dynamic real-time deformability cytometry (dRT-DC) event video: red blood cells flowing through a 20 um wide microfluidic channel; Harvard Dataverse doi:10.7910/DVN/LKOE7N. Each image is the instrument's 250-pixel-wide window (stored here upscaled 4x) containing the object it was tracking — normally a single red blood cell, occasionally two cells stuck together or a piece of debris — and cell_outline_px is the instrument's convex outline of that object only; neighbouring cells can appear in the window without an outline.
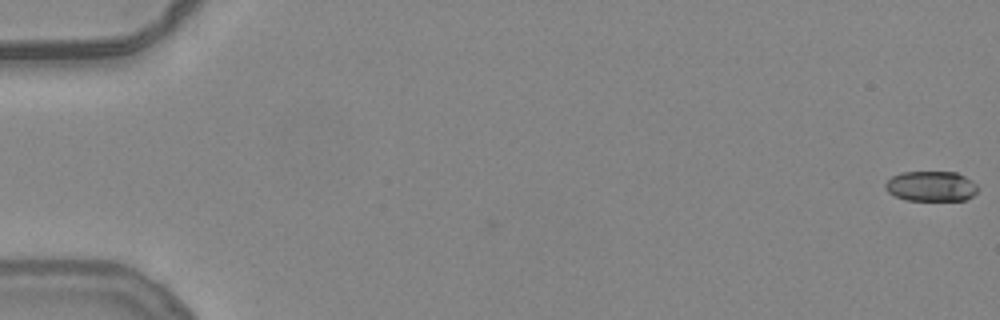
{"species": "common noctule bat (a hibernating species)", "species_latin": "Nyctalus noctula", "temperature_condition": "warm", "stored_images_in_passage": 55, "camera_frame_rate_fps": 3000, "um_per_image_px": 0.085, "animal": {"sex": "female", "body_mass_g": 24.6, "forearm_length_mm": 56.2}, "frame": {"image": 1, "passage_image": 1, "time_ms": 0.0, "image_size_px": [1000, 320], "cell_outline_px": [[976, 192], [972, 196], [964, 200], [904, 200], [888, 192], [884, 188], [884, 184], [892, 176], [900, 172], [956, 172], [972, 180], [976, 184]], "centroid_in_image_um": [79.11, 15.82], "position_along_channel_um": 5.9, "area_um2": 16.24}}
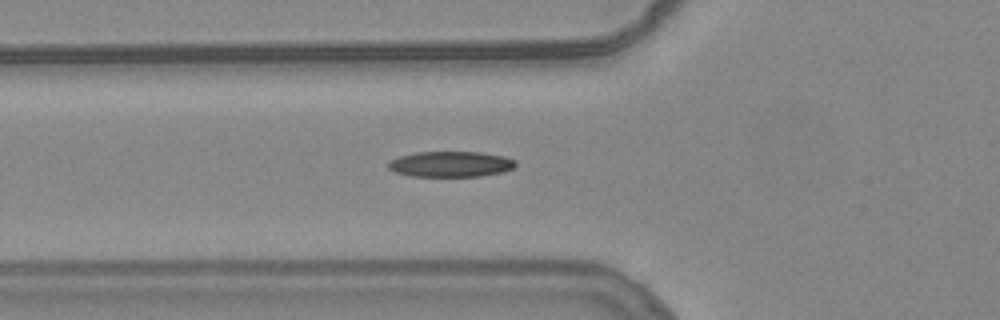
{"frame": {"image": 2, "passage_image": 21, "time_ms": 6.667, "image_size_px": [1000, 320], "cell_outline_px": [[516, 164], [512, 168], [500, 172], [480, 176], [412, 176], [396, 172], [388, 168], [388, 160], [400, 156], [416, 152], [480, 152], [504, 156], [516, 160]], "centroid_in_image_um": [38.28, 13.94], "position_along_channel_um": 87.5, "area_um2": 18.9}}
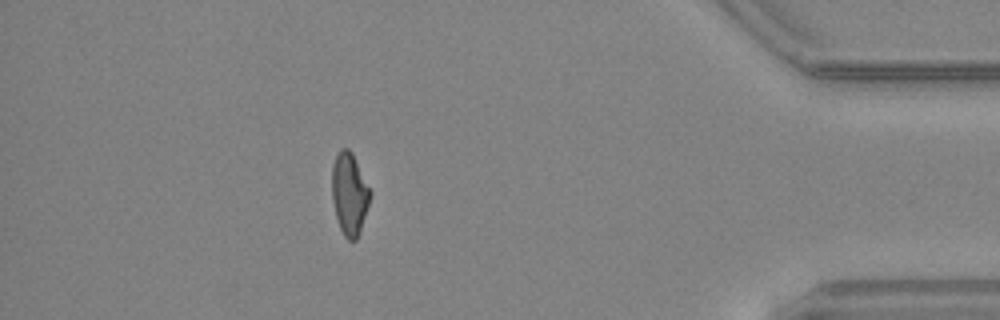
{"frame": {"image": 3, "passage_image": 49, "time_ms": 16.0, "image_size_px": [1000, 320], "cell_outline_px": [[372, 192], [360, 232], [356, 240], [348, 240], [344, 236], [340, 228], [336, 216], [332, 200], [332, 164], [340, 148], [348, 148], [352, 152]], "centroid_in_image_um": [29.7, 16.46], "position_along_channel_um": 405.5, "area_um2": 18.32}, "authors_computed_cell_mechanics": {"area_um2": 18.3226, "velocity_mm_per_s": 3.8845, "shape_relaxation_time_tau1_ms": 8.4945, "shape_relaxation_time_tau2_ms": 3.1993, "deformation_change_tau1": 0.2416, "deformation_change_tau2": 0.1069}}